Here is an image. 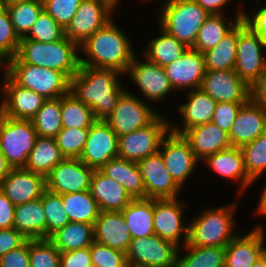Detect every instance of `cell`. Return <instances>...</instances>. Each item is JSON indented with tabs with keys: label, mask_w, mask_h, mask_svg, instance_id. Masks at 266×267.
I'll use <instances>...</instances> for the list:
<instances>
[{
	"label": "cell",
	"mask_w": 266,
	"mask_h": 267,
	"mask_svg": "<svg viewBox=\"0 0 266 267\" xmlns=\"http://www.w3.org/2000/svg\"><path fill=\"white\" fill-rule=\"evenodd\" d=\"M119 74L115 69L80 65L70 79V93L91 108L96 120H106L125 91L117 79Z\"/></svg>",
	"instance_id": "cell-1"
},
{
	"label": "cell",
	"mask_w": 266,
	"mask_h": 267,
	"mask_svg": "<svg viewBox=\"0 0 266 267\" xmlns=\"http://www.w3.org/2000/svg\"><path fill=\"white\" fill-rule=\"evenodd\" d=\"M132 48L126 34L110 20L79 46L89 58L80 57V65L115 69L123 74L136 56Z\"/></svg>",
	"instance_id": "cell-2"
},
{
	"label": "cell",
	"mask_w": 266,
	"mask_h": 267,
	"mask_svg": "<svg viewBox=\"0 0 266 267\" xmlns=\"http://www.w3.org/2000/svg\"><path fill=\"white\" fill-rule=\"evenodd\" d=\"M77 50L79 46L66 36L59 41L47 43L20 39L15 56L23 63L62 71L71 79L80 66Z\"/></svg>",
	"instance_id": "cell-3"
},
{
	"label": "cell",
	"mask_w": 266,
	"mask_h": 267,
	"mask_svg": "<svg viewBox=\"0 0 266 267\" xmlns=\"http://www.w3.org/2000/svg\"><path fill=\"white\" fill-rule=\"evenodd\" d=\"M160 27L187 48H192L204 22L211 15L194 0H166Z\"/></svg>",
	"instance_id": "cell-4"
},
{
	"label": "cell",
	"mask_w": 266,
	"mask_h": 267,
	"mask_svg": "<svg viewBox=\"0 0 266 267\" xmlns=\"http://www.w3.org/2000/svg\"><path fill=\"white\" fill-rule=\"evenodd\" d=\"M6 74L18 85L31 89L46 99L70 92V78L62 71L21 62L16 56L6 62Z\"/></svg>",
	"instance_id": "cell-5"
},
{
	"label": "cell",
	"mask_w": 266,
	"mask_h": 267,
	"mask_svg": "<svg viewBox=\"0 0 266 267\" xmlns=\"http://www.w3.org/2000/svg\"><path fill=\"white\" fill-rule=\"evenodd\" d=\"M236 204L218 209L205 210L190 222L187 245L198 247L226 246L236 235L234 227V210Z\"/></svg>",
	"instance_id": "cell-6"
},
{
	"label": "cell",
	"mask_w": 266,
	"mask_h": 267,
	"mask_svg": "<svg viewBox=\"0 0 266 267\" xmlns=\"http://www.w3.org/2000/svg\"><path fill=\"white\" fill-rule=\"evenodd\" d=\"M37 138L31 120L0 113V151L11 168H24Z\"/></svg>",
	"instance_id": "cell-7"
},
{
	"label": "cell",
	"mask_w": 266,
	"mask_h": 267,
	"mask_svg": "<svg viewBox=\"0 0 266 267\" xmlns=\"http://www.w3.org/2000/svg\"><path fill=\"white\" fill-rule=\"evenodd\" d=\"M262 49H266L263 38L240 20L234 71L249 86L266 71V59L262 55Z\"/></svg>",
	"instance_id": "cell-8"
},
{
	"label": "cell",
	"mask_w": 266,
	"mask_h": 267,
	"mask_svg": "<svg viewBox=\"0 0 266 267\" xmlns=\"http://www.w3.org/2000/svg\"><path fill=\"white\" fill-rule=\"evenodd\" d=\"M158 116L151 124L118 137V157L138 163L159 152L163 139L171 131L166 118Z\"/></svg>",
	"instance_id": "cell-9"
},
{
	"label": "cell",
	"mask_w": 266,
	"mask_h": 267,
	"mask_svg": "<svg viewBox=\"0 0 266 267\" xmlns=\"http://www.w3.org/2000/svg\"><path fill=\"white\" fill-rule=\"evenodd\" d=\"M179 247L157 235L134 238L126 253L129 266L176 267Z\"/></svg>",
	"instance_id": "cell-10"
},
{
	"label": "cell",
	"mask_w": 266,
	"mask_h": 267,
	"mask_svg": "<svg viewBox=\"0 0 266 267\" xmlns=\"http://www.w3.org/2000/svg\"><path fill=\"white\" fill-rule=\"evenodd\" d=\"M154 109L126 90L119 97L113 113L105 120L117 136L151 124L157 117Z\"/></svg>",
	"instance_id": "cell-11"
},
{
	"label": "cell",
	"mask_w": 266,
	"mask_h": 267,
	"mask_svg": "<svg viewBox=\"0 0 266 267\" xmlns=\"http://www.w3.org/2000/svg\"><path fill=\"white\" fill-rule=\"evenodd\" d=\"M113 9L114 6L106 0H83L75 16L64 29V36L80 46L112 20L110 14Z\"/></svg>",
	"instance_id": "cell-12"
},
{
	"label": "cell",
	"mask_w": 266,
	"mask_h": 267,
	"mask_svg": "<svg viewBox=\"0 0 266 267\" xmlns=\"http://www.w3.org/2000/svg\"><path fill=\"white\" fill-rule=\"evenodd\" d=\"M118 157V136L105 120H96L89 128L79 159L92 169H100Z\"/></svg>",
	"instance_id": "cell-13"
},
{
	"label": "cell",
	"mask_w": 266,
	"mask_h": 267,
	"mask_svg": "<svg viewBox=\"0 0 266 267\" xmlns=\"http://www.w3.org/2000/svg\"><path fill=\"white\" fill-rule=\"evenodd\" d=\"M159 153L165 167L175 183L181 188L198 163L190 143L183 137L170 131L161 143Z\"/></svg>",
	"instance_id": "cell-14"
},
{
	"label": "cell",
	"mask_w": 266,
	"mask_h": 267,
	"mask_svg": "<svg viewBox=\"0 0 266 267\" xmlns=\"http://www.w3.org/2000/svg\"><path fill=\"white\" fill-rule=\"evenodd\" d=\"M93 172L79 158H65L46 177V188L60 195L90 190Z\"/></svg>",
	"instance_id": "cell-15"
},
{
	"label": "cell",
	"mask_w": 266,
	"mask_h": 267,
	"mask_svg": "<svg viewBox=\"0 0 266 267\" xmlns=\"http://www.w3.org/2000/svg\"><path fill=\"white\" fill-rule=\"evenodd\" d=\"M200 89L216 102L246 103L250 86L232 70L206 71Z\"/></svg>",
	"instance_id": "cell-16"
},
{
	"label": "cell",
	"mask_w": 266,
	"mask_h": 267,
	"mask_svg": "<svg viewBox=\"0 0 266 267\" xmlns=\"http://www.w3.org/2000/svg\"><path fill=\"white\" fill-rule=\"evenodd\" d=\"M137 164L144 182L145 198H177L181 188L167 171L162 155L159 152L143 158Z\"/></svg>",
	"instance_id": "cell-17"
},
{
	"label": "cell",
	"mask_w": 266,
	"mask_h": 267,
	"mask_svg": "<svg viewBox=\"0 0 266 267\" xmlns=\"http://www.w3.org/2000/svg\"><path fill=\"white\" fill-rule=\"evenodd\" d=\"M3 92L6 97L0 104V113L15 119L31 120L47 100L35 91L16 84L4 72Z\"/></svg>",
	"instance_id": "cell-18"
},
{
	"label": "cell",
	"mask_w": 266,
	"mask_h": 267,
	"mask_svg": "<svg viewBox=\"0 0 266 267\" xmlns=\"http://www.w3.org/2000/svg\"><path fill=\"white\" fill-rule=\"evenodd\" d=\"M178 199H154V234L179 246L181 234H184L183 244L188 242L189 226L183 225L182 211L186 203Z\"/></svg>",
	"instance_id": "cell-19"
},
{
	"label": "cell",
	"mask_w": 266,
	"mask_h": 267,
	"mask_svg": "<svg viewBox=\"0 0 266 267\" xmlns=\"http://www.w3.org/2000/svg\"><path fill=\"white\" fill-rule=\"evenodd\" d=\"M46 189V178L25 168H12L0 185L14 206L41 198Z\"/></svg>",
	"instance_id": "cell-20"
},
{
	"label": "cell",
	"mask_w": 266,
	"mask_h": 267,
	"mask_svg": "<svg viewBox=\"0 0 266 267\" xmlns=\"http://www.w3.org/2000/svg\"><path fill=\"white\" fill-rule=\"evenodd\" d=\"M173 89H200L206 74L204 55L188 48L177 60L163 67Z\"/></svg>",
	"instance_id": "cell-21"
},
{
	"label": "cell",
	"mask_w": 266,
	"mask_h": 267,
	"mask_svg": "<svg viewBox=\"0 0 266 267\" xmlns=\"http://www.w3.org/2000/svg\"><path fill=\"white\" fill-rule=\"evenodd\" d=\"M142 63L134 56L126 73L132 77L146 100L158 101L174 90L163 67L149 62Z\"/></svg>",
	"instance_id": "cell-22"
},
{
	"label": "cell",
	"mask_w": 266,
	"mask_h": 267,
	"mask_svg": "<svg viewBox=\"0 0 266 267\" xmlns=\"http://www.w3.org/2000/svg\"><path fill=\"white\" fill-rule=\"evenodd\" d=\"M266 133V112L251 99L237 112L228 134L231 146L241 148Z\"/></svg>",
	"instance_id": "cell-23"
},
{
	"label": "cell",
	"mask_w": 266,
	"mask_h": 267,
	"mask_svg": "<svg viewBox=\"0 0 266 267\" xmlns=\"http://www.w3.org/2000/svg\"><path fill=\"white\" fill-rule=\"evenodd\" d=\"M264 239L259 226L244 236H235L226 245L225 267H251L266 252Z\"/></svg>",
	"instance_id": "cell-24"
},
{
	"label": "cell",
	"mask_w": 266,
	"mask_h": 267,
	"mask_svg": "<svg viewBox=\"0 0 266 267\" xmlns=\"http://www.w3.org/2000/svg\"><path fill=\"white\" fill-rule=\"evenodd\" d=\"M130 231L121 211H101L94 223V241L127 253Z\"/></svg>",
	"instance_id": "cell-25"
},
{
	"label": "cell",
	"mask_w": 266,
	"mask_h": 267,
	"mask_svg": "<svg viewBox=\"0 0 266 267\" xmlns=\"http://www.w3.org/2000/svg\"><path fill=\"white\" fill-rule=\"evenodd\" d=\"M182 135L190 143L198 161L231 147L228 133L213 122L189 128Z\"/></svg>",
	"instance_id": "cell-26"
},
{
	"label": "cell",
	"mask_w": 266,
	"mask_h": 267,
	"mask_svg": "<svg viewBox=\"0 0 266 267\" xmlns=\"http://www.w3.org/2000/svg\"><path fill=\"white\" fill-rule=\"evenodd\" d=\"M90 191L100 211H122L133 200L120 183L99 169L92 174Z\"/></svg>",
	"instance_id": "cell-27"
},
{
	"label": "cell",
	"mask_w": 266,
	"mask_h": 267,
	"mask_svg": "<svg viewBox=\"0 0 266 267\" xmlns=\"http://www.w3.org/2000/svg\"><path fill=\"white\" fill-rule=\"evenodd\" d=\"M188 102L179 106L182 115L183 128L171 125L173 133L182 135L187 129L212 122L216 101L201 89L188 91Z\"/></svg>",
	"instance_id": "cell-28"
},
{
	"label": "cell",
	"mask_w": 266,
	"mask_h": 267,
	"mask_svg": "<svg viewBox=\"0 0 266 267\" xmlns=\"http://www.w3.org/2000/svg\"><path fill=\"white\" fill-rule=\"evenodd\" d=\"M99 170L120 183L133 199L145 198L144 182L137 163L116 157Z\"/></svg>",
	"instance_id": "cell-29"
},
{
	"label": "cell",
	"mask_w": 266,
	"mask_h": 267,
	"mask_svg": "<svg viewBox=\"0 0 266 267\" xmlns=\"http://www.w3.org/2000/svg\"><path fill=\"white\" fill-rule=\"evenodd\" d=\"M13 228L27 239L46 238V216L41 198L15 206Z\"/></svg>",
	"instance_id": "cell-30"
},
{
	"label": "cell",
	"mask_w": 266,
	"mask_h": 267,
	"mask_svg": "<svg viewBox=\"0 0 266 267\" xmlns=\"http://www.w3.org/2000/svg\"><path fill=\"white\" fill-rule=\"evenodd\" d=\"M204 162L221 176L232 180L240 181L241 189L251 186L253 181L247 176L244 168L243 153L241 148L231 146L228 149L219 151L211 156H208Z\"/></svg>",
	"instance_id": "cell-31"
},
{
	"label": "cell",
	"mask_w": 266,
	"mask_h": 267,
	"mask_svg": "<svg viewBox=\"0 0 266 267\" xmlns=\"http://www.w3.org/2000/svg\"><path fill=\"white\" fill-rule=\"evenodd\" d=\"M121 213L132 239L154 235V199H133Z\"/></svg>",
	"instance_id": "cell-32"
},
{
	"label": "cell",
	"mask_w": 266,
	"mask_h": 267,
	"mask_svg": "<svg viewBox=\"0 0 266 267\" xmlns=\"http://www.w3.org/2000/svg\"><path fill=\"white\" fill-rule=\"evenodd\" d=\"M64 159L65 156L57 146L55 138L37 136L24 168L46 178Z\"/></svg>",
	"instance_id": "cell-33"
},
{
	"label": "cell",
	"mask_w": 266,
	"mask_h": 267,
	"mask_svg": "<svg viewBox=\"0 0 266 267\" xmlns=\"http://www.w3.org/2000/svg\"><path fill=\"white\" fill-rule=\"evenodd\" d=\"M60 252L90 247L94 242V225L68 222L49 238Z\"/></svg>",
	"instance_id": "cell-34"
},
{
	"label": "cell",
	"mask_w": 266,
	"mask_h": 267,
	"mask_svg": "<svg viewBox=\"0 0 266 267\" xmlns=\"http://www.w3.org/2000/svg\"><path fill=\"white\" fill-rule=\"evenodd\" d=\"M223 17V14H211L207 18L199 30L193 50L203 54L213 49L243 19V10L237 13L234 22H230V25L226 24Z\"/></svg>",
	"instance_id": "cell-35"
},
{
	"label": "cell",
	"mask_w": 266,
	"mask_h": 267,
	"mask_svg": "<svg viewBox=\"0 0 266 267\" xmlns=\"http://www.w3.org/2000/svg\"><path fill=\"white\" fill-rule=\"evenodd\" d=\"M62 201L70 222L94 225L101 212L90 190L62 194Z\"/></svg>",
	"instance_id": "cell-36"
},
{
	"label": "cell",
	"mask_w": 266,
	"mask_h": 267,
	"mask_svg": "<svg viewBox=\"0 0 266 267\" xmlns=\"http://www.w3.org/2000/svg\"><path fill=\"white\" fill-rule=\"evenodd\" d=\"M237 39L238 23L213 49L203 53L206 71L234 69Z\"/></svg>",
	"instance_id": "cell-37"
},
{
	"label": "cell",
	"mask_w": 266,
	"mask_h": 267,
	"mask_svg": "<svg viewBox=\"0 0 266 267\" xmlns=\"http://www.w3.org/2000/svg\"><path fill=\"white\" fill-rule=\"evenodd\" d=\"M2 3L10 15L15 33L19 38L28 34L34 22L44 10L42 0H12Z\"/></svg>",
	"instance_id": "cell-38"
},
{
	"label": "cell",
	"mask_w": 266,
	"mask_h": 267,
	"mask_svg": "<svg viewBox=\"0 0 266 267\" xmlns=\"http://www.w3.org/2000/svg\"><path fill=\"white\" fill-rule=\"evenodd\" d=\"M149 42L144 56L149 62L161 67H165L177 60L188 49L162 28L161 35Z\"/></svg>",
	"instance_id": "cell-39"
},
{
	"label": "cell",
	"mask_w": 266,
	"mask_h": 267,
	"mask_svg": "<svg viewBox=\"0 0 266 267\" xmlns=\"http://www.w3.org/2000/svg\"><path fill=\"white\" fill-rule=\"evenodd\" d=\"M188 253L176 257V267H225L226 246L198 247L185 244Z\"/></svg>",
	"instance_id": "cell-40"
},
{
	"label": "cell",
	"mask_w": 266,
	"mask_h": 267,
	"mask_svg": "<svg viewBox=\"0 0 266 267\" xmlns=\"http://www.w3.org/2000/svg\"><path fill=\"white\" fill-rule=\"evenodd\" d=\"M62 128L89 129L96 121L89 106L72 93L61 96Z\"/></svg>",
	"instance_id": "cell-41"
},
{
	"label": "cell",
	"mask_w": 266,
	"mask_h": 267,
	"mask_svg": "<svg viewBox=\"0 0 266 267\" xmlns=\"http://www.w3.org/2000/svg\"><path fill=\"white\" fill-rule=\"evenodd\" d=\"M31 122L37 136L54 138L62 129L61 97L47 99Z\"/></svg>",
	"instance_id": "cell-42"
},
{
	"label": "cell",
	"mask_w": 266,
	"mask_h": 267,
	"mask_svg": "<svg viewBox=\"0 0 266 267\" xmlns=\"http://www.w3.org/2000/svg\"><path fill=\"white\" fill-rule=\"evenodd\" d=\"M41 199L46 216V238H50L55 232L70 222V220L64 209L62 195L46 188Z\"/></svg>",
	"instance_id": "cell-43"
},
{
	"label": "cell",
	"mask_w": 266,
	"mask_h": 267,
	"mask_svg": "<svg viewBox=\"0 0 266 267\" xmlns=\"http://www.w3.org/2000/svg\"><path fill=\"white\" fill-rule=\"evenodd\" d=\"M247 176L255 181L266 170V133L241 147Z\"/></svg>",
	"instance_id": "cell-44"
},
{
	"label": "cell",
	"mask_w": 266,
	"mask_h": 267,
	"mask_svg": "<svg viewBox=\"0 0 266 267\" xmlns=\"http://www.w3.org/2000/svg\"><path fill=\"white\" fill-rule=\"evenodd\" d=\"M61 252L49 238L29 239L30 267H60Z\"/></svg>",
	"instance_id": "cell-45"
},
{
	"label": "cell",
	"mask_w": 266,
	"mask_h": 267,
	"mask_svg": "<svg viewBox=\"0 0 266 267\" xmlns=\"http://www.w3.org/2000/svg\"><path fill=\"white\" fill-rule=\"evenodd\" d=\"M28 34H30V36L26 35L20 39H32L45 43L54 42L64 37V28L61 27L51 15L43 10Z\"/></svg>",
	"instance_id": "cell-46"
},
{
	"label": "cell",
	"mask_w": 266,
	"mask_h": 267,
	"mask_svg": "<svg viewBox=\"0 0 266 267\" xmlns=\"http://www.w3.org/2000/svg\"><path fill=\"white\" fill-rule=\"evenodd\" d=\"M89 129L62 128L54 137L65 158H79L88 136Z\"/></svg>",
	"instance_id": "cell-47"
},
{
	"label": "cell",
	"mask_w": 266,
	"mask_h": 267,
	"mask_svg": "<svg viewBox=\"0 0 266 267\" xmlns=\"http://www.w3.org/2000/svg\"><path fill=\"white\" fill-rule=\"evenodd\" d=\"M20 43L19 36L15 33L10 15L2 3L0 5V56L6 61L14 57Z\"/></svg>",
	"instance_id": "cell-48"
},
{
	"label": "cell",
	"mask_w": 266,
	"mask_h": 267,
	"mask_svg": "<svg viewBox=\"0 0 266 267\" xmlns=\"http://www.w3.org/2000/svg\"><path fill=\"white\" fill-rule=\"evenodd\" d=\"M93 267H129L126 253L94 241L90 246Z\"/></svg>",
	"instance_id": "cell-49"
},
{
	"label": "cell",
	"mask_w": 266,
	"mask_h": 267,
	"mask_svg": "<svg viewBox=\"0 0 266 267\" xmlns=\"http://www.w3.org/2000/svg\"><path fill=\"white\" fill-rule=\"evenodd\" d=\"M44 10L64 29L75 16L83 0H42Z\"/></svg>",
	"instance_id": "cell-50"
},
{
	"label": "cell",
	"mask_w": 266,
	"mask_h": 267,
	"mask_svg": "<svg viewBox=\"0 0 266 267\" xmlns=\"http://www.w3.org/2000/svg\"><path fill=\"white\" fill-rule=\"evenodd\" d=\"M244 103L217 102L212 118V122L221 130L229 134L236 115Z\"/></svg>",
	"instance_id": "cell-51"
},
{
	"label": "cell",
	"mask_w": 266,
	"mask_h": 267,
	"mask_svg": "<svg viewBox=\"0 0 266 267\" xmlns=\"http://www.w3.org/2000/svg\"><path fill=\"white\" fill-rule=\"evenodd\" d=\"M0 267H30L29 239L18 248L13 249L0 257Z\"/></svg>",
	"instance_id": "cell-52"
},
{
	"label": "cell",
	"mask_w": 266,
	"mask_h": 267,
	"mask_svg": "<svg viewBox=\"0 0 266 267\" xmlns=\"http://www.w3.org/2000/svg\"><path fill=\"white\" fill-rule=\"evenodd\" d=\"M60 267H93L90 247L61 252Z\"/></svg>",
	"instance_id": "cell-53"
},
{
	"label": "cell",
	"mask_w": 266,
	"mask_h": 267,
	"mask_svg": "<svg viewBox=\"0 0 266 267\" xmlns=\"http://www.w3.org/2000/svg\"><path fill=\"white\" fill-rule=\"evenodd\" d=\"M26 240L27 238L15 228L0 229V257L18 248Z\"/></svg>",
	"instance_id": "cell-54"
},
{
	"label": "cell",
	"mask_w": 266,
	"mask_h": 267,
	"mask_svg": "<svg viewBox=\"0 0 266 267\" xmlns=\"http://www.w3.org/2000/svg\"><path fill=\"white\" fill-rule=\"evenodd\" d=\"M254 32L258 33L266 43V6L260 8L253 18L249 17L245 11L243 12V19Z\"/></svg>",
	"instance_id": "cell-55"
},
{
	"label": "cell",
	"mask_w": 266,
	"mask_h": 267,
	"mask_svg": "<svg viewBox=\"0 0 266 267\" xmlns=\"http://www.w3.org/2000/svg\"><path fill=\"white\" fill-rule=\"evenodd\" d=\"M15 206L0 191V229L13 228Z\"/></svg>",
	"instance_id": "cell-56"
},
{
	"label": "cell",
	"mask_w": 266,
	"mask_h": 267,
	"mask_svg": "<svg viewBox=\"0 0 266 267\" xmlns=\"http://www.w3.org/2000/svg\"><path fill=\"white\" fill-rule=\"evenodd\" d=\"M250 99L266 112V71L250 86Z\"/></svg>",
	"instance_id": "cell-57"
},
{
	"label": "cell",
	"mask_w": 266,
	"mask_h": 267,
	"mask_svg": "<svg viewBox=\"0 0 266 267\" xmlns=\"http://www.w3.org/2000/svg\"><path fill=\"white\" fill-rule=\"evenodd\" d=\"M210 14H223L222 7L230 0H194Z\"/></svg>",
	"instance_id": "cell-58"
},
{
	"label": "cell",
	"mask_w": 266,
	"mask_h": 267,
	"mask_svg": "<svg viewBox=\"0 0 266 267\" xmlns=\"http://www.w3.org/2000/svg\"><path fill=\"white\" fill-rule=\"evenodd\" d=\"M11 166L7 163L4 154L0 151V185L11 171Z\"/></svg>",
	"instance_id": "cell-59"
},
{
	"label": "cell",
	"mask_w": 266,
	"mask_h": 267,
	"mask_svg": "<svg viewBox=\"0 0 266 267\" xmlns=\"http://www.w3.org/2000/svg\"><path fill=\"white\" fill-rule=\"evenodd\" d=\"M260 202H259V206L257 208V212H259L260 214H264L266 215V186L264 187L263 191H262V195L260 198Z\"/></svg>",
	"instance_id": "cell-60"
},
{
	"label": "cell",
	"mask_w": 266,
	"mask_h": 267,
	"mask_svg": "<svg viewBox=\"0 0 266 267\" xmlns=\"http://www.w3.org/2000/svg\"><path fill=\"white\" fill-rule=\"evenodd\" d=\"M251 267H266V252Z\"/></svg>",
	"instance_id": "cell-61"
},
{
	"label": "cell",
	"mask_w": 266,
	"mask_h": 267,
	"mask_svg": "<svg viewBox=\"0 0 266 267\" xmlns=\"http://www.w3.org/2000/svg\"><path fill=\"white\" fill-rule=\"evenodd\" d=\"M106 1H108L114 7H116L117 2H119V0H106Z\"/></svg>",
	"instance_id": "cell-62"
},
{
	"label": "cell",
	"mask_w": 266,
	"mask_h": 267,
	"mask_svg": "<svg viewBox=\"0 0 266 267\" xmlns=\"http://www.w3.org/2000/svg\"><path fill=\"white\" fill-rule=\"evenodd\" d=\"M3 62H4V63H3ZM6 62H7V61H6L2 56H0V64L2 63L1 65H3V64L5 65ZM1 65H0V67H1Z\"/></svg>",
	"instance_id": "cell-63"
},
{
	"label": "cell",
	"mask_w": 266,
	"mask_h": 267,
	"mask_svg": "<svg viewBox=\"0 0 266 267\" xmlns=\"http://www.w3.org/2000/svg\"><path fill=\"white\" fill-rule=\"evenodd\" d=\"M2 2L12 1V0H1Z\"/></svg>",
	"instance_id": "cell-64"
}]
</instances>
